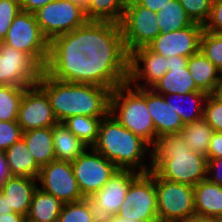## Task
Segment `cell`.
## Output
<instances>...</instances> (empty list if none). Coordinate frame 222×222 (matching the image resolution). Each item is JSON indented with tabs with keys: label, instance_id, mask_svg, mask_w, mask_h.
Masks as SVG:
<instances>
[{
	"label": "cell",
	"instance_id": "obj_41",
	"mask_svg": "<svg viewBox=\"0 0 222 222\" xmlns=\"http://www.w3.org/2000/svg\"><path fill=\"white\" fill-rule=\"evenodd\" d=\"M84 200L88 203V208L90 210L93 222H112L114 215L106 212L97 201L92 197H85Z\"/></svg>",
	"mask_w": 222,
	"mask_h": 222
},
{
	"label": "cell",
	"instance_id": "obj_48",
	"mask_svg": "<svg viewBox=\"0 0 222 222\" xmlns=\"http://www.w3.org/2000/svg\"><path fill=\"white\" fill-rule=\"evenodd\" d=\"M180 222H220V220L213 217H207L195 214Z\"/></svg>",
	"mask_w": 222,
	"mask_h": 222
},
{
	"label": "cell",
	"instance_id": "obj_43",
	"mask_svg": "<svg viewBox=\"0 0 222 222\" xmlns=\"http://www.w3.org/2000/svg\"><path fill=\"white\" fill-rule=\"evenodd\" d=\"M218 158H222V132H214L207 152V159Z\"/></svg>",
	"mask_w": 222,
	"mask_h": 222
},
{
	"label": "cell",
	"instance_id": "obj_45",
	"mask_svg": "<svg viewBox=\"0 0 222 222\" xmlns=\"http://www.w3.org/2000/svg\"><path fill=\"white\" fill-rule=\"evenodd\" d=\"M140 6L151 9L153 12H158L159 9L167 5L173 0H135Z\"/></svg>",
	"mask_w": 222,
	"mask_h": 222
},
{
	"label": "cell",
	"instance_id": "obj_49",
	"mask_svg": "<svg viewBox=\"0 0 222 222\" xmlns=\"http://www.w3.org/2000/svg\"><path fill=\"white\" fill-rule=\"evenodd\" d=\"M12 208H9V205L6 200V196L0 191V215H4L6 213H12Z\"/></svg>",
	"mask_w": 222,
	"mask_h": 222
},
{
	"label": "cell",
	"instance_id": "obj_26",
	"mask_svg": "<svg viewBox=\"0 0 222 222\" xmlns=\"http://www.w3.org/2000/svg\"><path fill=\"white\" fill-rule=\"evenodd\" d=\"M22 138L40 167L56 160L53 145V127L28 130L23 132Z\"/></svg>",
	"mask_w": 222,
	"mask_h": 222
},
{
	"label": "cell",
	"instance_id": "obj_15",
	"mask_svg": "<svg viewBox=\"0 0 222 222\" xmlns=\"http://www.w3.org/2000/svg\"><path fill=\"white\" fill-rule=\"evenodd\" d=\"M17 122L23 132L53 127L58 123L46 92L38 84L25 89Z\"/></svg>",
	"mask_w": 222,
	"mask_h": 222
},
{
	"label": "cell",
	"instance_id": "obj_42",
	"mask_svg": "<svg viewBox=\"0 0 222 222\" xmlns=\"http://www.w3.org/2000/svg\"><path fill=\"white\" fill-rule=\"evenodd\" d=\"M207 179L222 186V158L208 159Z\"/></svg>",
	"mask_w": 222,
	"mask_h": 222
},
{
	"label": "cell",
	"instance_id": "obj_1",
	"mask_svg": "<svg viewBox=\"0 0 222 222\" xmlns=\"http://www.w3.org/2000/svg\"><path fill=\"white\" fill-rule=\"evenodd\" d=\"M76 47L94 65V85L112 91L127 82L129 54L118 23L87 21L76 29Z\"/></svg>",
	"mask_w": 222,
	"mask_h": 222
},
{
	"label": "cell",
	"instance_id": "obj_44",
	"mask_svg": "<svg viewBox=\"0 0 222 222\" xmlns=\"http://www.w3.org/2000/svg\"><path fill=\"white\" fill-rule=\"evenodd\" d=\"M21 10L29 13H34L44 5L54 0H18Z\"/></svg>",
	"mask_w": 222,
	"mask_h": 222
},
{
	"label": "cell",
	"instance_id": "obj_51",
	"mask_svg": "<svg viewBox=\"0 0 222 222\" xmlns=\"http://www.w3.org/2000/svg\"><path fill=\"white\" fill-rule=\"evenodd\" d=\"M73 2H76L78 5H80L82 8H86L88 5L89 0H72Z\"/></svg>",
	"mask_w": 222,
	"mask_h": 222
},
{
	"label": "cell",
	"instance_id": "obj_9",
	"mask_svg": "<svg viewBox=\"0 0 222 222\" xmlns=\"http://www.w3.org/2000/svg\"><path fill=\"white\" fill-rule=\"evenodd\" d=\"M158 221L180 222L195 215L194 186L168 181L155 173Z\"/></svg>",
	"mask_w": 222,
	"mask_h": 222
},
{
	"label": "cell",
	"instance_id": "obj_50",
	"mask_svg": "<svg viewBox=\"0 0 222 222\" xmlns=\"http://www.w3.org/2000/svg\"><path fill=\"white\" fill-rule=\"evenodd\" d=\"M112 222H139V221L125 219V218L115 215Z\"/></svg>",
	"mask_w": 222,
	"mask_h": 222
},
{
	"label": "cell",
	"instance_id": "obj_52",
	"mask_svg": "<svg viewBox=\"0 0 222 222\" xmlns=\"http://www.w3.org/2000/svg\"><path fill=\"white\" fill-rule=\"evenodd\" d=\"M215 94L222 99V79H221V82L218 85V88H217V91H216Z\"/></svg>",
	"mask_w": 222,
	"mask_h": 222
},
{
	"label": "cell",
	"instance_id": "obj_24",
	"mask_svg": "<svg viewBox=\"0 0 222 222\" xmlns=\"http://www.w3.org/2000/svg\"><path fill=\"white\" fill-rule=\"evenodd\" d=\"M207 95L206 92L195 91L187 94H165L164 99L179 114L185 125L203 118L204 103Z\"/></svg>",
	"mask_w": 222,
	"mask_h": 222
},
{
	"label": "cell",
	"instance_id": "obj_2",
	"mask_svg": "<svg viewBox=\"0 0 222 222\" xmlns=\"http://www.w3.org/2000/svg\"><path fill=\"white\" fill-rule=\"evenodd\" d=\"M37 84L46 92L58 122L76 115L106 117L109 114V88L61 81L50 77L44 71Z\"/></svg>",
	"mask_w": 222,
	"mask_h": 222
},
{
	"label": "cell",
	"instance_id": "obj_34",
	"mask_svg": "<svg viewBox=\"0 0 222 222\" xmlns=\"http://www.w3.org/2000/svg\"><path fill=\"white\" fill-rule=\"evenodd\" d=\"M199 50L222 73V34L203 29Z\"/></svg>",
	"mask_w": 222,
	"mask_h": 222
},
{
	"label": "cell",
	"instance_id": "obj_35",
	"mask_svg": "<svg viewBox=\"0 0 222 222\" xmlns=\"http://www.w3.org/2000/svg\"><path fill=\"white\" fill-rule=\"evenodd\" d=\"M57 222H93L88 203L84 199L64 203Z\"/></svg>",
	"mask_w": 222,
	"mask_h": 222
},
{
	"label": "cell",
	"instance_id": "obj_11",
	"mask_svg": "<svg viewBox=\"0 0 222 222\" xmlns=\"http://www.w3.org/2000/svg\"><path fill=\"white\" fill-rule=\"evenodd\" d=\"M3 43L30 54L43 68L49 54V41L45 38L33 13L20 11L14 18Z\"/></svg>",
	"mask_w": 222,
	"mask_h": 222
},
{
	"label": "cell",
	"instance_id": "obj_14",
	"mask_svg": "<svg viewBox=\"0 0 222 222\" xmlns=\"http://www.w3.org/2000/svg\"><path fill=\"white\" fill-rule=\"evenodd\" d=\"M41 190L63 203L83 200L71 162L54 160L41 167L37 178Z\"/></svg>",
	"mask_w": 222,
	"mask_h": 222
},
{
	"label": "cell",
	"instance_id": "obj_18",
	"mask_svg": "<svg viewBox=\"0 0 222 222\" xmlns=\"http://www.w3.org/2000/svg\"><path fill=\"white\" fill-rule=\"evenodd\" d=\"M188 59L189 57L178 55L168 57V71L152 89L161 95L200 91L187 67Z\"/></svg>",
	"mask_w": 222,
	"mask_h": 222
},
{
	"label": "cell",
	"instance_id": "obj_16",
	"mask_svg": "<svg viewBox=\"0 0 222 222\" xmlns=\"http://www.w3.org/2000/svg\"><path fill=\"white\" fill-rule=\"evenodd\" d=\"M167 71V58L153 52L148 46L129 53L127 82L136 88H152Z\"/></svg>",
	"mask_w": 222,
	"mask_h": 222
},
{
	"label": "cell",
	"instance_id": "obj_6",
	"mask_svg": "<svg viewBox=\"0 0 222 222\" xmlns=\"http://www.w3.org/2000/svg\"><path fill=\"white\" fill-rule=\"evenodd\" d=\"M44 72L61 81L94 84V65L76 47V29L49 42Z\"/></svg>",
	"mask_w": 222,
	"mask_h": 222
},
{
	"label": "cell",
	"instance_id": "obj_4",
	"mask_svg": "<svg viewBox=\"0 0 222 222\" xmlns=\"http://www.w3.org/2000/svg\"><path fill=\"white\" fill-rule=\"evenodd\" d=\"M92 147L113 162L118 169H129L138 173L151 170V160H148V163L144 160L147 157L151 159V146L123 127L110 113L101 119L97 141Z\"/></svg>",
	"mask_w": 222,
	"mask_h": 222
},
{
	"label": "cell",
	"instance_id": "obj_22",
	"mask_svg": "<svg viewBox=\"0 0 222 222\" xmlns=\"http://www.w3.org/2000/svg\"><path fill=\"white\" fill-rule=\"evenodd\" d=\"M187 67L200 91L216 93L222 73L200 50L189 57Z\"/></svg>",
	"mask_w": 222,
	"mask_h": 222
},
{
	"label": "cell",
	"instance_id": "obj_29",
	"mask_svg": "<svg viewBox=\"0 0 222 222\" xmlns=\"http://www.w3.org/2000/svg\"><path fill=\"white\" fill-rule=\"evenodd\" d=\"M180 133L185 140V144L191 151L207 157L214 130L203 118L185 124Z\"/></svg>",
	"mask_w": 222,
	"mask_h": 222
},
{
	"label": "cell",
	"instance_id": "obj_17",
	"mask_svg": "<svg viewBox=\"0 0 222 222\" xmlns=\"http://www.w3.org/2000/svg\"><path fill=\"white\" fill-rule=\"evenodd\" d=\"M203 25L193 23L184 29L160 33L148 47L166 58L171 56L190 57L200 48Z\"/></svg>",
	"mask_w": 222,
	"mask_h": 222
},
{
	"label": "cell",
	"instance_id": "obj_13",
	"mask_svg": "<svg viewBox=\"0 0 222 222\" xmlns=\"http://www.w3.org/2000/svg\"><path fill=\"white\" fill-rule=\"evenodd\" d=\"M71 164L83 198L93 196L118 170L93 147H87Z\"/></svg>",
	"mask_w": 222,
	"mask_h": 222
},
{
	"label": "cell",
	"instance_id": "obj_46",
	"mask_svg": "<svg viewBox=\"0 0 222 222\" xmlns=\"http://www.w3.org/2000/svg\"><path fill=\"white\" fill-rule=\"evenodd\" d=\"M11 176L6 155L4 151H0V187Z\"/></svg>",
	"mask_w": 222,
	"mask_h": 222
},
{
	"label": "cell",
	"instance_id": "obj_28",
	"mask_svg": "<svg viewBox=\"0 0 222 222\" xmlns=\"http://www.w3.org/2000/svg\"><path fill=\"white\" fill-rule=\"evenodd\" d=\"M53 145L56 160L66 162H73L87 148L63 122L53 126Z\"/></svg>",
	"mask_w": 222,
	"mask_h": 222
},
{
	"label": "cell",
	"instance_id": "obj_10",
	"mask_svg": "<svg viewBox=\"0 0 222 222\" xmlns=\"http://www.w3.org/2000/svg\"><path fill=\"white\" fill-rule=\"evenodd\" d=\"M156 12L128 0L119 23L127 53L147 47L161 32Z\"/></svg>",
	"mask_w": 222,
	"mask_h": 222
},
{
	"label": "cell",
	"instance_id": "obj_39",
	"mask_svg": "<svg viewBox=\"0 0 222 222\" xmlns=\"http://www.w3.org/2000/svg\"><path fill=\"white\" fill-rule=\"evenodd\" d=\"M23 131L17 121H0V151H6L22 138Z\"/></svg>",
	"mask_w": 222,
	"mask_h": 222
},
{
	"label": "cell",
	"instance_id": "obj_30",
	"mask_svg": "<svg viewBox=\"0 0 222 222\" xmlns=\"http://www.w3.org/2000/svg\"><path fill=\"white\" fill-rule=\"evenodd\" d=\"M128 0H89L85 10L88 21L120 23Z\"/></svg>",
	"mask_w": 222,
	"mask_h": 222
},
{
	"label": "cell",
	"instance_id": "obj_33",
	"mask_svg": "<svg viewBox=\"0 0 222 222\" xmlns=\"http://www.w3.org/2000/svg\"><path fill=\"white\" fill-rule=\"evenodd\" d=\"M26 88L0 85V121H17L19 106Z\"/></svg>",
	"mask_w": 222,
	"mask_h": 222
},
{
	"label": "cell",
	"instance_id": "obj_3",
	"mask_svg": "<svg viewBox=\"0 0 222 222\" xmlns=\"http://www.w3.org/2000/svg\"><path fill=\"white\" fill-rule=\"evenodd\" d=\"M151 147V170L159 177L190 186L207 179V157L191 151L180 132L157 137Z\"/></svg>",
	"mask_w": 222,
	"mask_h": 222
},
{
	"label": "cell",
	"instance_id": "obj_27",
	"mask_svg": "<svg viewBox=\"0 0 222 222\" xmlns=\"http://www.w3.org/2000/svg\"><path fill=\"white\" fill-rule=\"evenodd\" d=\"M64 203L37 188L33 194L26 222H57Z\"/></svg>",
	"mask_w": 222,
	"mask_h": 222
},
{
	"label": "cell",
	"instance_id": "obj_20",
	"mask_svg": "<svg viewBox=\"0 0 222 222\" xmlns=\"http://www.w3.org/2000/svg\"><path fill=\"white\" fill-rule=\"evenodd\" d=\"M147 107L152 117L157 137L179 133L184 126L179 114L165 102L164 95L147 88Z\"/></svg>",
	"mask_w": 222,
	"mask_h": 222
},
{
	"label": "cell",
	"instance_id": "obj_36",
	"mask_svg": "<svg viewBox=\"0 0 222 222\" xmlns=\"http://www.w3.org/2000/svg\"><path fill=\"white\" fill-rule=\"evenodd\" d=\"M203 119L214 132H222V99L216 94H208L204 103Z\"/></svg>",
	"mask_w": 222,
	"mask_h": 222
},
{
	"label": "cell",
	"instance_id": "obj_25",
	"mask_svg": "<svg viewBox=\"0 0 222 222\" xmlns=\"http://www.w3.org/2000/svg\"><path fill=\"white\" fill-rule=\"evenodd\" d=\"M4 153L12 176L38 178L41 167L34 160L23 138L12 144Z\"/></svg>",
	"mask_w": 222,
	"mask_h": 222
},
{
	"label": "cell",
	"instance_id": "obj_38",
	"mask_svg": "<svg viewBox=\"0 0 222 222\" xmlns=\"http://www.w3.org/2000/svg\"><path fill=\"white\" fill-rule=\"evenodd\" d=\"M20 11L18 0H0V41L7 36L11 23Z\"/></svg>",
	"mask_w": 222,
	"mask_h": 222
},
{
	"label": "cell",
	"instance_id": "obj_7",
	"mask_svg": "<svg viewBox=\"0 0 222 222\" xmlns=\"http://www.w3.org/2000/svg\"><path fill=\"white\" fill-rule=\"evenodd\" d=\"M117 216L139 222H157L155 172L138 173L131 181Z\"/></svg>",
	"mask_w": 222,
	"mask_h": 222
},
{
	"label": "cell",
	"instance_id": "obj_37",
	"mask_svg": "<svg viewBox=\"0 0 222 222\" xmlns=\"http://www.w3.org/2000/svg\"><path fill=\"white\" fill-rule=\"evenodd\" d=\"M187 15L195 23L205 25L208 21L213 0H178Z\"/></svg>",
	"mask_w": 222,
	"mask_h": 222
},
{
	"label": "cell",
	"instance_id": "obj_23",
	"mask_svg": "<svg viewBox=\"0 0 222 222\" xmlns=\"http://www.w3.org/2000/svg\"><path fill=\"white\" fill-rule=\"evenodd\" d=\"M194 210L197 215L222 217V186L208 179L194 186Z\"/></svg>",
	"mask_w": 222,
	"mask_h": 222
},
{
	"label": "cell",
	"instance_id": "obj_19",
	"mask_svg": "<svg viewBox=\"0 0 222 222\" xmlns=\"http://www.w3.org/2000/svg\"><path fill=\"white\" fill-rule=\"evenodd\" d=\"M137 174L138 172L133 170L118 169L109 181L91 197L105 208L106 212L115 216L122 206L132 179Z\"/></svg>",
	"mask_w": 222,
	"mask_h": 222
},
{
	"label": "cell",
	"instance_id": "obj_21",
	"mask_svg": "<svg viewBox=\"0 0 222 222\" xmlns=\"http://www.w3.org/2000/svg\"><path fill=\"white\" fill-rule=\"evenodd\" d=\"M37 179L24 176H11L0 187L13 212L27 216L32 197L38 188Z\"/></svg>",
	"mask_w": 222,
	"mask_h": 222
},
{
	"label": "cell",
	"instance_id": "obj_31",
	"mask_svg": "<svg viewBox=\"0 0 222 222\" xmlns=\"http://www.w3.org/2000/svg\"><path fill=\"white\" fill-rule=\"evenodd\" d=\"M156 16L161 33L184 29L194 23L178 0L167 3Z\"/></svg>",
	"mask_w": 222,
	"mask_h": 222
},
{
	"label": "cell",
	"instance_id": "obj_12",
	"mask_svg": "<svg viewBox=\"0 0 222 222\" xmlns=\"http://www.w3.org/2000/svg\"><path fill=\"white\" fill-rule=\"evenodd\" d=\"M43 71L30 54L0 41V85L30 87L37 84Z\"/></svg>",
	"mask_w": 222,
	"mask_h": 222
},
{
	"label": "cell",
	"instance_id": "obj_40",
	"mask_svg": "<svg viewBox=\"0 0 222 222\" xmlns=\"http://www.w3.org/2000/svg\"><path fill=\"white\" fill-rule=\"evenodd\" d=\"M203 28L222 34V0H213L211 13Z\"/></svg>",
	"mask_w": 222,
	"mask_h": 222
},
{
	"label": "cell",
	"instance_id": "obj_8",
	"mask_svg": "<svg viewBox=\"0 0 222 222\" xmlns=\"http://www.w3.org/2000/svg\"><path fill=\"white\" fill-rule=\"evenodd\" d=\"M45 38H54L83 26L85 10L72 0H54L33 13Z\"/></svg>",
	"mask_w": 222,
	"mask_h": 222
},
{
	"label": "cell",
	"instance_id": "obj_47",
	"mask_svg": "<svg viewBox=\"0 0 222 222\" xmlns=\"http://www.w3.org/2000/svg\"><path fill=\"white\" fill-rule=\"evenodd\" d=\"M0 222H26V216L12 212L0 215Z\"/></svg>",
	"mask_w": 222,
	"mask_h": 222
},
{
	"label": "cell",
	"instance_id": "obj_5",
	"mask_svg": "<svg viewBox=\"0 0 222 222\" xmlns=\"http://www.w3.org/2000/svg\"><path fill=\"white\" fill-rule=\"evenodd\" d=\"M109 113L125 128L152 146L157 138L147 107V88H136L128 82L111 91Z\"/></svg>",
	"mask_w": 222,
	"mask_h": 222
},
{
	"label": "cell",
	"instance_id": "obj_32",
	"mask_svg": "<svg viewBox=\"0 0 222 222\" xmlns=\"http://www.w3.org/2000/svg\"><path fill=\"white\" fill-rule=\"evenodd\" d=\"M102 118L104 117L76 115L67 118L63 123L87 147H92L97 141L99 124Z\"/></svg>",
	"mask_w": 222,
	"mask_h": 222
}]
</instances>
